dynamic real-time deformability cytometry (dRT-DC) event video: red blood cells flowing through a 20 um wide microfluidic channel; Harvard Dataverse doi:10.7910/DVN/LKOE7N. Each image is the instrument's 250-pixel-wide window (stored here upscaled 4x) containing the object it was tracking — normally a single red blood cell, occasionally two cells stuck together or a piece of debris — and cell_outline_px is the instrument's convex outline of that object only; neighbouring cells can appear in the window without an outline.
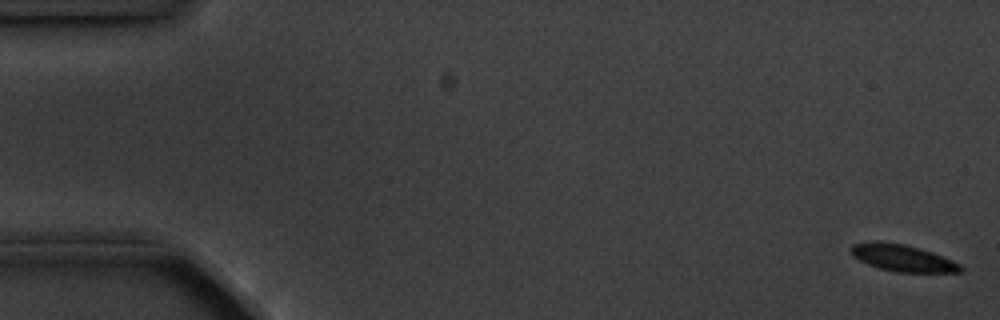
{"species": "common noctule bat (a hibernating species)", "species_latin": "Nyctalus noctula", "temperature_condition": "cold", "stored_images_in_passage": 4, "camera_frame_rate_fps": 3000, "um_per_image_px": 0.085, "animal": {"sex": "male", "body_mass_g": 20.1, "forearm_length_mm": 53.5}, "frame": {"image": 1, "passage_image": 1, "time_ms": 0.0, "image_size_px": [1000, 320], "cell_outline_px": [[964, 268], [960, 272], [896, 272], [880, 268], [868, 264], [852, 256], [848, 248], [852, 244], [876, 240], [880, 240], [904, 244], [920, 248], [932, 252], [960, 264]], "centroid_in_image_um": [76.66, 21.91], "position_along_channel_um": 8.3, "area_um2": 17.22}}